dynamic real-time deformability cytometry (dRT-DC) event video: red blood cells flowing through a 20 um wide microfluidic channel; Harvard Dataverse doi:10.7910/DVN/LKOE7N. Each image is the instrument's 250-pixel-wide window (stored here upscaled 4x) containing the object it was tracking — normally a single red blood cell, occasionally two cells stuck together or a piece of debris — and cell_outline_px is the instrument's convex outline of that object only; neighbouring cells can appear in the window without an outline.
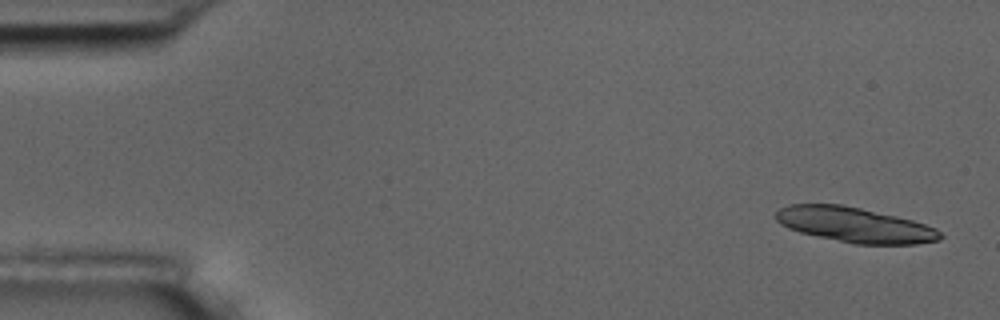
{"species": "common noctule bat (a hibernating species)", "species_latin": "Nyctalus noctula", "temperature_condition": "room temperature", "stored_images_in_passage": 5, "camera_frame_rate_fps": 3000, "um_per_image_px": 0.085, "animal": {"sex": "male", "body_mass_g": 17.5, "forearm_length_mm": 52.3}, "frame": {"image": 1, "passage_image": 1, "time_ms": 0.0, "image_size_px": [1000, 320], "cell_outline_px": [[944, 236], [940, 240], [916, 244], [856, 244], [800, 232], [788, 228], [780, 224], [772, 216], [780, 208], [788, 204], [844, 204], [896, 216], [912, 220], [936, 228]], "centroid_in_image_um": [72.64, 19.1], "position_along_channel_um": 12.4, "area_um2": 33.58}}
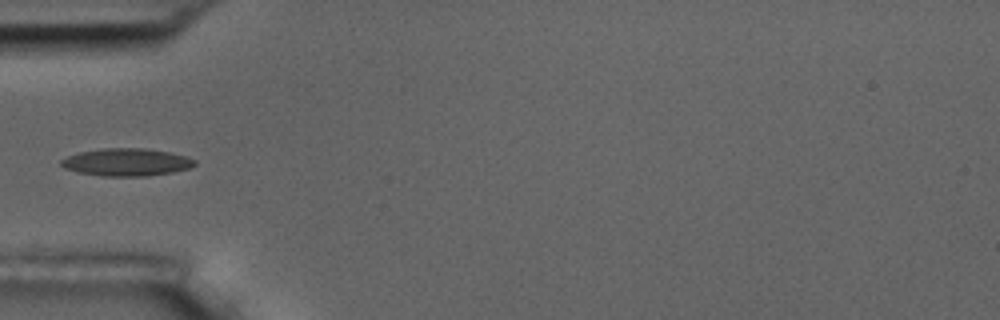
{"frame": {"image": 2, "passage_image": 5, "time_ms": 5.333, "image_size_px": [1000, 320], "cell_outline_px": [[196, 164], [188, 168], [172, 172], [148, 176], [100, 176], [80, 172], [64, 168], [60, 164], [60, 160], [68, 156], [80, 152], [100, 148], [144, 148], [168, 152], [184, 156], [196, 160]], "centroid_in_image_um": [10.73, 13.78], "position_along_channel_um": 74.3, "area_um2": 21.33}}